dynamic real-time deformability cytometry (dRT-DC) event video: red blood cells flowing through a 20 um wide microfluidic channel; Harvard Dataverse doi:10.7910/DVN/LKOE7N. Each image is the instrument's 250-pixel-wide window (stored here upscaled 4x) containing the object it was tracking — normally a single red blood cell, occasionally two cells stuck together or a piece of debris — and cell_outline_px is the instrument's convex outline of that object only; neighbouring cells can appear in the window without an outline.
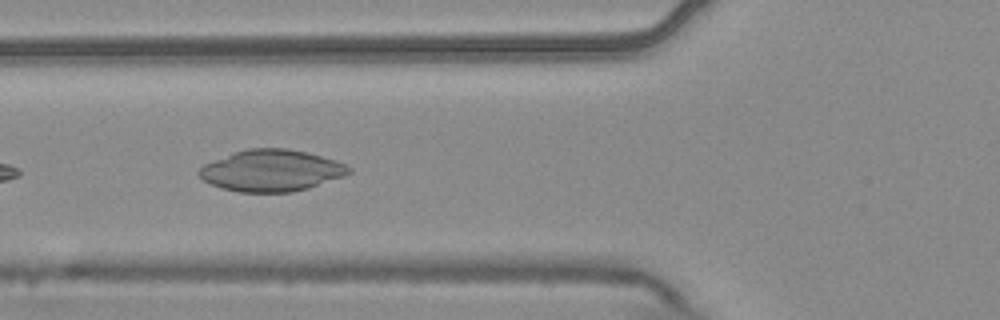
{"species": "common noctule bat (a hibernating species)", "species_latin": "Nyctalus noctula", "temperature_condition": "warm", "stored_images_in_passage": 8, "camera_frame_rate_fps": 3000, "um_per_image_px": 0.085, "animal": {"sex": "male", "body_mass_g": 20.4}, "frame": {"image": 1, "passage_image": 5, "time_ms": 1.333, "image_size_px": [1000, 320], "cell_outline_px": [[352, 172], [344, 176], [308, 188], [292, 192], [240, 192], [220, 188], [204, 180], [196, 172], [204, 164], [236, 152], [248, 148], [288, 148], [336, 160], [352, 168]], "centroid_in_image_um": [23.08, 14.5], "position_along_channel_um": 102.7, "area_um2": 36.01}}
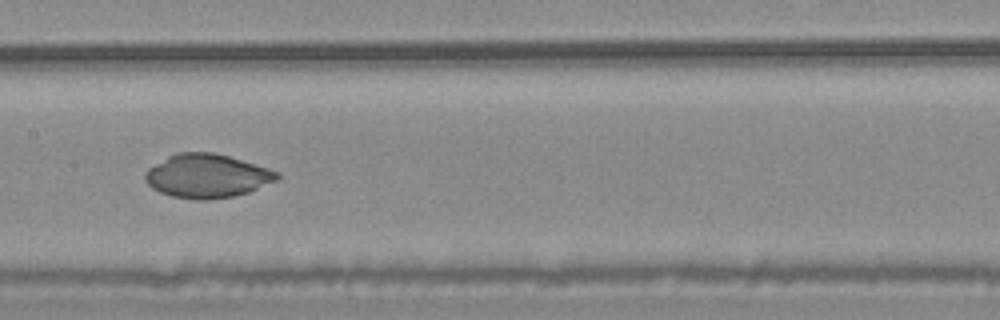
{"frame": {"image": 2, "passage_image": 7, "time_ms": 2.0, "image_size_px": [1000, 320], "cell_outline_px": [[280, 180], [248, 192], [232, 196], [204, 200], [196, 200], [172, 196], [160, 192], [152, 188], [144, 180], [144, 176], [148, 168], [168, 156], [176, 152], [212, 152], [228, 156], [268, 168], [280, 172]], "centroid_in_image_um": [17.61, 14.95], "position_along_channel_um": 189.8, "area_um2": 33.64}}
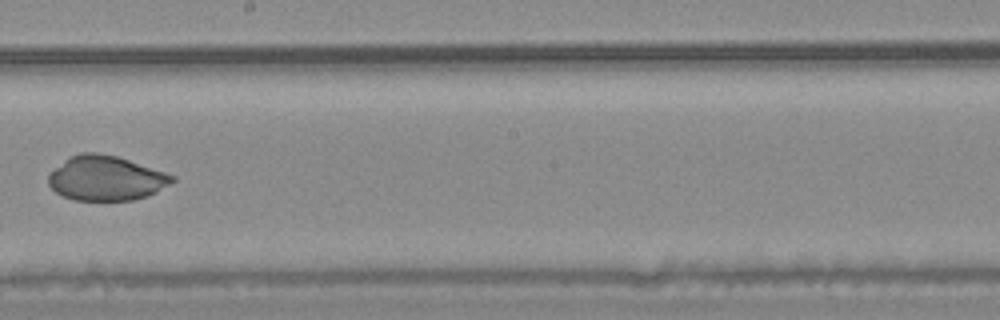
{"frame": {"image": 3, "passage_image": 8, "time_ms": 2.333, "image_size_px": [1000, 320], "cell_outline_px": [[176, 180], [156, 192], [148, 196], [132, 200], [76, 200], [64, 196], [56, 192], [48, 184], [48, 176], [56, 168], [72, 156], [80, 152], [96, 152], [116, 156], [176, 176]], "centroid_in_image_um": [9.03, 15.15], "position_along_channel_um": 239.2, "area_um2": 31.79}}